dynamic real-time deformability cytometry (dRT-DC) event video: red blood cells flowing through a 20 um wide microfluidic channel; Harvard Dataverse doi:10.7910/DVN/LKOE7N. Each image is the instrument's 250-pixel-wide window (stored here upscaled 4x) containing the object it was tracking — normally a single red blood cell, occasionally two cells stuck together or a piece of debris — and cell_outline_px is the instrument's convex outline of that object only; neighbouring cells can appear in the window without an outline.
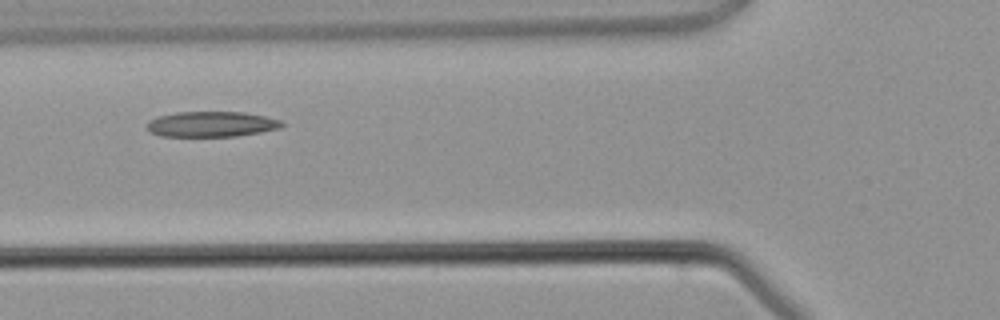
{"species": "common noctule bat (a hibernating species)", "species_latin": "Nyctalus noctula", "temperature_condition": "warm", "stored_images_in_passage": 4, "camera_frame_rate_fps": 3000, "um_per_image_px": 0.085, "animal": {"sex": "male", "body_mass_g": 21.5, "forearm_length_mm": 52.0}, "frame": {"image": 1, "passage_image": 4, "time_ms": 3.667, "image_size_px": [1000, 320], "cell_outline_px": [[284, 124], [280, 128], [260, 132], [236, 136], [160, 136], [152, 132], [148, 128], [148, 120], [160, 116], [176, 112], [244, 112], [264, 116], [280, 120]], "centroid_in_image_um": [17.99, 10.55], "position_along_channel_um": 107.8, "area_um2": 19.77}}